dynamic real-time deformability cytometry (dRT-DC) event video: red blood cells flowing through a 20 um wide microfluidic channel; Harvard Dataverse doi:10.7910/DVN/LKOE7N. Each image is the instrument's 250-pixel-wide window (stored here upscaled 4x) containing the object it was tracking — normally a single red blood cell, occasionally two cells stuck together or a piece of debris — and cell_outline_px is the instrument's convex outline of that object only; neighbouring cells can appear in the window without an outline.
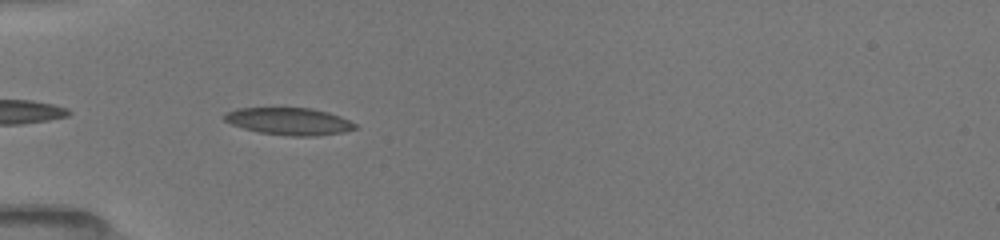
{"species": "common noctule bat (a hibernating species)", "species_latin": "Nyctalus noctula", "temperature_condition": "room temperature", "stored_images_in_passage": 4, "camera_frame_rate_fps": 3000, "um_per_image_px": 0.085, "animal": {"sex": "female", "body_mass_g": 19.5, "forearm_length_mm": 54.1}, "frame": {"image": 1, "passage_image": 2, "time_ms": 0.333, "image_size_px": [1000, 240], "cell_outline_px": [[360, 128], [344, 132], [316, 136], [288, 136], [260, 132], [244, 128], [232, 124], [224, 120], [224, 112], [236, 108], [312, 108], [328, 112], [340, 116], [356, 124]], "centroid_in_image_um": [24.6, 10.31], "position_along_channel_um": 60.4, "area_um2": 20.81}}